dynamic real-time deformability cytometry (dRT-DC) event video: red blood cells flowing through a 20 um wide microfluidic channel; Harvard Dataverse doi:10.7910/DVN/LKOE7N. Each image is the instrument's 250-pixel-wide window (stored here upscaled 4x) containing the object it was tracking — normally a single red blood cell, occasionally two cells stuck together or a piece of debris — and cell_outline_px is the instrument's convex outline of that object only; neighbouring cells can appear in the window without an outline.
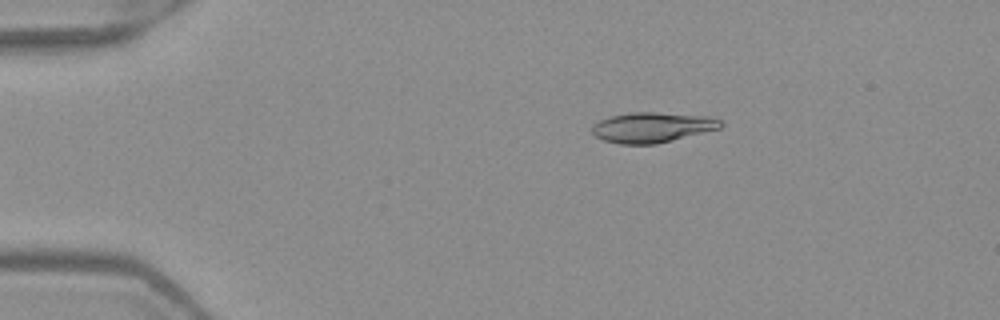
{"species": "Egyptian fruit bat (a non-hibernating species)", "species_latin": "Rousettus aegyptiacus", "temperature_condition": "warm", "stored_images_in_passage": 7, "camera_frame_rate_fps": 3000, "um_per_image_px": 0.085, "frame": {"image": 1, "passage_image": 3, "time_ms": 0.667, "image_size_px": [1000, 320], "cell_outline_px": [[724, 124], [720, 128], [656, 144], [620, 144], [604, 140], [596, 136], [592, 132], [592, 124], [600, 120], [612, 116], [632, 112], [656, 112], [712, 116], [720, 120]], "centroid_in_image_um": [55.45, 10.81], "position_along_channel_um": 29.5, "area_um2": 22.6}}
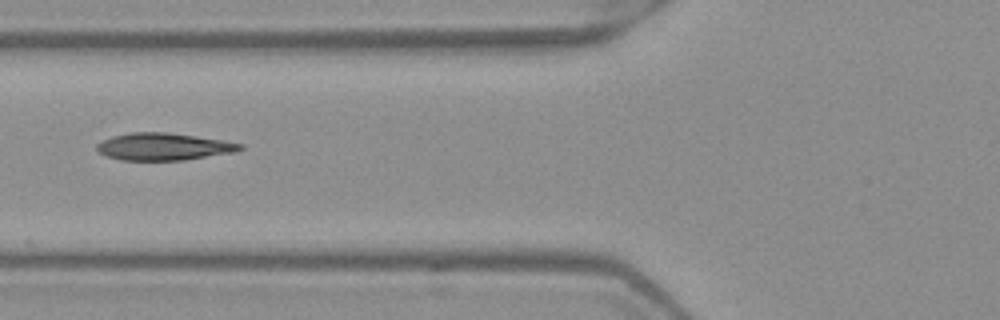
{"frame": {"image": 2, "passage_image": 6, "time_ms": 1.667, "image_size_px": [1000, 320], "cell_outline_px": [[244, 148], [236, 152], [184, 160], [120, 160], [108, 156], [100, 152], [96, 148], [96, 144], [112, 136], [132, 132], [168, 132], [196, 136], [244, 144]], "centroid_in_image_um": [13.93, 12.46], "position_along_channel_um": 111.9, "area_um2": 22.66}}
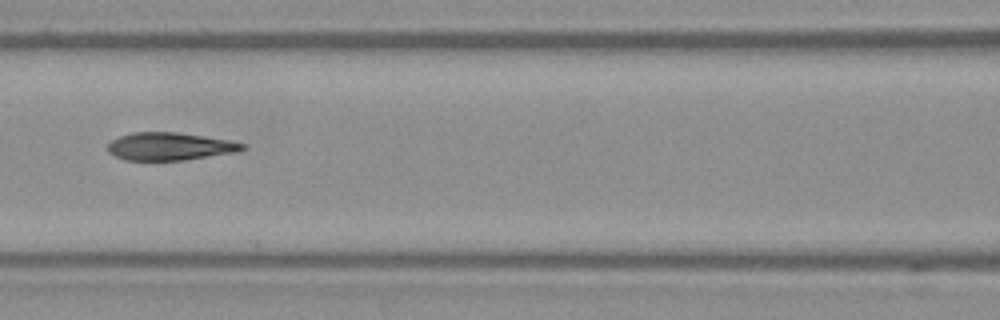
{"frame": {"image": 3, "passage_image": 7, "time_ms": 2.0, "image_size_px": [1000, 320], "cell_outline_px": [[248, 144], [244, 148], [236, 152], [184, 160], [124, 160], [112, 156], [108, 152], [108, 144], [112, 140], [120, 136], [132, 132], [176, 132], [232, 140]], "centroid_in_image_um": [14.43, 12.44], "position_along_channel_um": 152.2, "area_um2": 21.91}}